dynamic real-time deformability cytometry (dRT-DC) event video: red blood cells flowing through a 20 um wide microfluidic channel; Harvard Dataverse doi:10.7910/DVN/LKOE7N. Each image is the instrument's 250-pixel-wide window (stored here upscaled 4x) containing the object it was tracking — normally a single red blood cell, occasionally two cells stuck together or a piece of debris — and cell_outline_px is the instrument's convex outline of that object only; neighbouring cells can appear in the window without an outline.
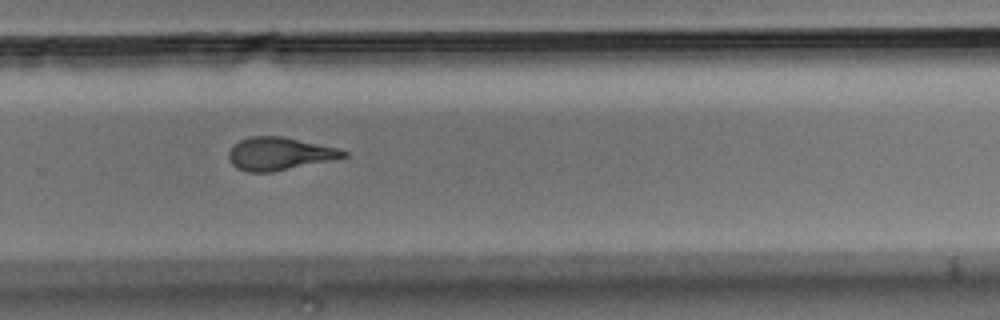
{"species": "Egyptian fruit bat (a non-hibernating species)", "species_latin": "Rousettus aegyptiacus", "temperature_condition": "room temperature", "stored_images_in_passage": 10, "camera_frame_rate_fps": 3000, "um_per_image_px": 0.085, "animal": {"sex": "male"}, "frame": {"image": 1, "passage_image": 10, "time_ms": 3.0, "image_size_px": [1000, 320], "cell_outline_px": [[348, 156], [332, 160], [272, 172], [248, 172], [236, 168], [232, 164], [228, 156], [228, 152], [240, 140], [252, 136], [284, 136], [336, 148], [348, 152]], "centroid_in_image_um": [23.74, 13.07], "position_along_channel_um": 306.1, "area_um2": 21.79}}